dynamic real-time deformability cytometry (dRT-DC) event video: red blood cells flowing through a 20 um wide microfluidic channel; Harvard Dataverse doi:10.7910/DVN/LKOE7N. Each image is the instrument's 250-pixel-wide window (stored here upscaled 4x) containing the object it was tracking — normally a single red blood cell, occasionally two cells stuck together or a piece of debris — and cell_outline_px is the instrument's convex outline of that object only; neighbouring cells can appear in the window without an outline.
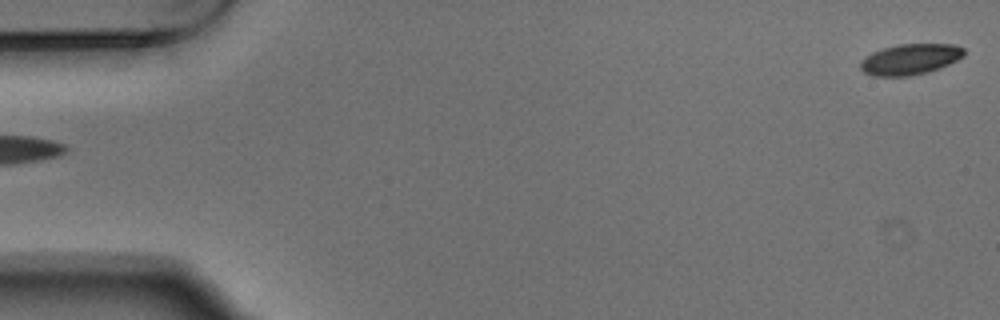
{"species": "Egyptian fruit bat (a non-hibernating species)", "species_latin": "Rousettus aegyptiacus", "temperature_condition": "warm", "stored_images_in_passage": 5, "segment_of_instrument_passage": [2, 2], "camera_frame_rate_fps": 3000, "um_per_image_px": 0.085, "animal": {"sex": "male"}, "frame": {"image": 1, "passage_image": 5, "time_ms": 1.333, "image_size_px": [1000, 320], "cell_outline_px": [[964, 56], [940, 68], [928, 72], [912, 76], [872, 76], [864, 72], [860, 68], [860, 64], [864, 56], [872, 52], [884, 48], [900, 44], [956, 44], [964, 48]], "centroid_in_image_um": [77.36, 5.04], "position_along_channel_um": 7.6, "area_um2": 18.67}}